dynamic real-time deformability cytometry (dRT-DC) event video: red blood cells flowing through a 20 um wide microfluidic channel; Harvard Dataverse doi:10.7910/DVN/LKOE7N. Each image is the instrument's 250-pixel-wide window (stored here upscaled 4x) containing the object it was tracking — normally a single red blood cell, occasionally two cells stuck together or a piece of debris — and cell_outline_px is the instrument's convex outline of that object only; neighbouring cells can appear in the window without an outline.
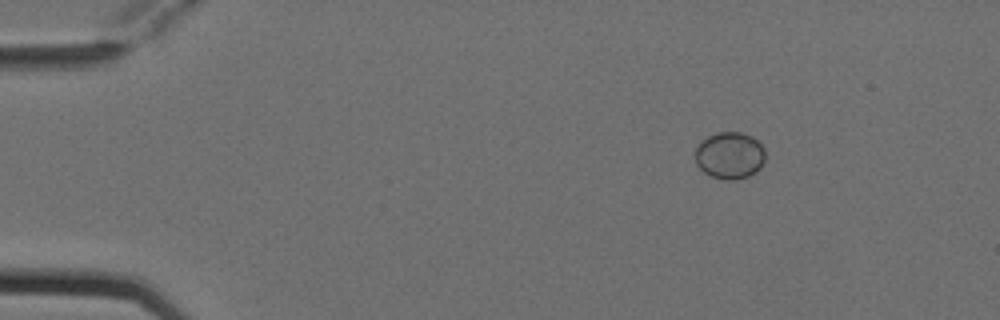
{"species": "Egyptian fruit bat (a non-hibernating species)", "species_latin": "Rousettus aegyptiacus", "temperature_condition": "cold", "stored_images_in_passage": 3, "camera_frame_rate_fps": 3000, "um_per_image_px": 0.085, "animal": {"sex": "female"}, "frame": {"image": 1, "passage_image": 1, "time_ms": 0.0, "image_size_px": [1000, 320], "cell_outline_px": [[764, 160], [760, 168], [756, 172], [748, 176], [736, 180], [724, 180], [712, 176], [704, 172], [696, 164], [696, 148], [708, 136], [716, 132], [740, 132], [752, 136], [764, 148]], "centroid_in_image_um": [62.04, 13.22], "position_along_channel_um": 23.0, "area_um2": 19.07}}
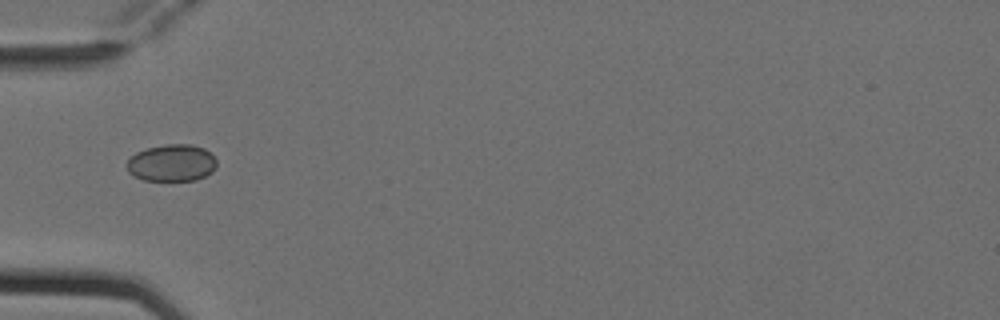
{"frame": {"image": 2, "passage_image": 3, "time_ms": 0.667, "image_size_px": [1000, 320], "cell_outline_px": [[216, 168], [212, 172], [196, 180], [144, 180], [132, 176], [128, 172], [124, 164], [136, 152], [148, 148], [164, 144], [192, 144], [204, 148], [216, 160]], "centroid_in_image_um": [14.56, 13.85], "position_along_channel_um": 70.4, "area_um2": 19.48}}